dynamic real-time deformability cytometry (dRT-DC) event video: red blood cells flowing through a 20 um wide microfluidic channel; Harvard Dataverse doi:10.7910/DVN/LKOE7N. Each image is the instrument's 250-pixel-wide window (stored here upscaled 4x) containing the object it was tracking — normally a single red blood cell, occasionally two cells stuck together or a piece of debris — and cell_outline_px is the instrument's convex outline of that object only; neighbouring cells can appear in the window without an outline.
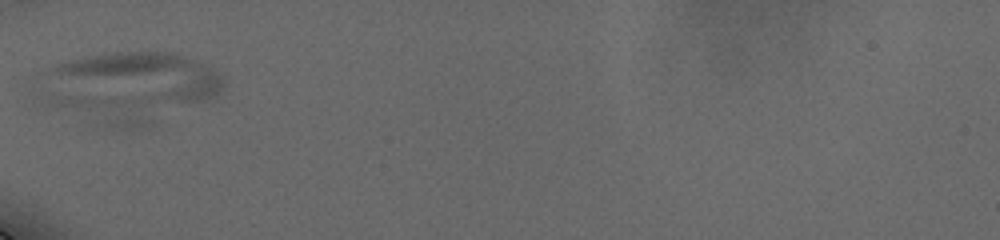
{"species": "human", "species_latin": "Homo sapiens", "temperature_condition": "cold", "stored_images_in_passage": 9, "segment_of_instrument_passage": [2, 2], "camera_frame_rate_fps": 3000, "um_per_image_px": 0.085, "donor": {"sex": "male"}, "frame": {"image": 1, "passage_image": 3, "time_ms": 2.333, "image_size_px": [1000, 240], "cell_outline_px": [[152, 124], [144, 128], [116, 132], [44, 112], [32, 104], [32, 100], [44, 92], [120, 96], [136, 100], [152, 120]], "centroid_in_image_um": [8.13, 9.37], "position_along_channel_um": 76.9, "area_um2": 22.43}}